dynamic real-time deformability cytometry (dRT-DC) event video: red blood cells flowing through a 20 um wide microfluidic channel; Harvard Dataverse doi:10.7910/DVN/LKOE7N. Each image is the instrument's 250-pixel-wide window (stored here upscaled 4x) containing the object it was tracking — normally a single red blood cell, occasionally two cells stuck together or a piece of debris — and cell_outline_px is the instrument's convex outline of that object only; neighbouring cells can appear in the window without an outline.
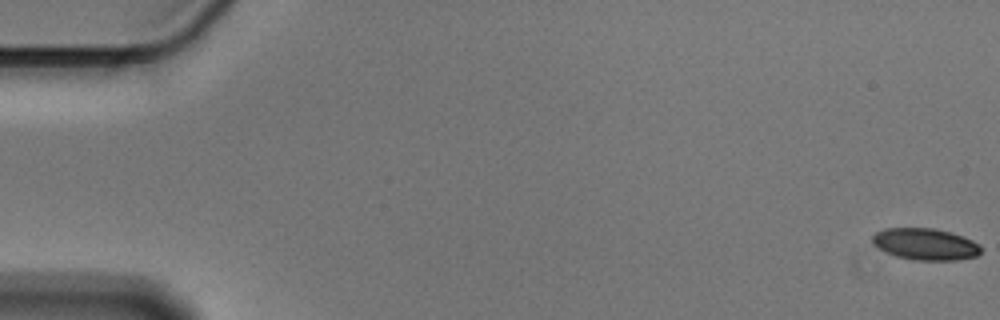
{"species": "Egyptian fruit bat (a non-hibernating species)", "species_latin": "Rousettus aegyptiacus", "temperature_condition": "cold", "stored_images_in_passage": 57, "camera_frame_rate_fps": 3000, "um_per_image_px": 0.085, "animal": {"sex": "male"}, "frame": {"image": 1, "passage_image": 1, "time_ms": 0.0, "image_size_px": [1000, 320], "cell_outline_px": [[980, 252], [976, 256], [956, 260], [916, 260], [896, 256], [872, 244], [872, 236], [876, 232], [884, 228], [936, 228], [952, 232], [972, 240], [980, 244]], "centroid_in_image_um": [78.66, 20.74], "position_along_channel_um": 6.3, "area_um2": 20.0}}
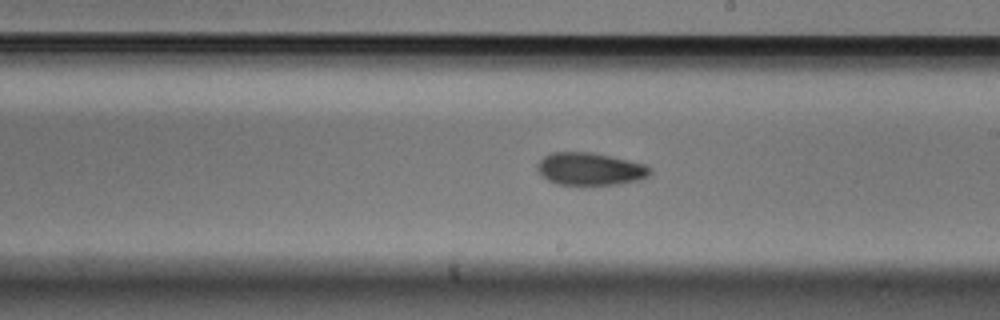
{"frame": {"image": 2, "passage_image": 33, "time_ms": 10.667, "image_size_px": [1000, 320], "cell_outline_px": [[652, 172], [648, 176], [636, 180], [620, 184], [560, 184], [548, 180], [536, 168], [536, 164], [544, 156], [552, 152], [592, 152], [612, 156], [644, 164], [652, 168]], "centroid_in_image_um": [50.17, 14.34], "position_along_channel_um": 238.8, "area_um2": 21.21}}
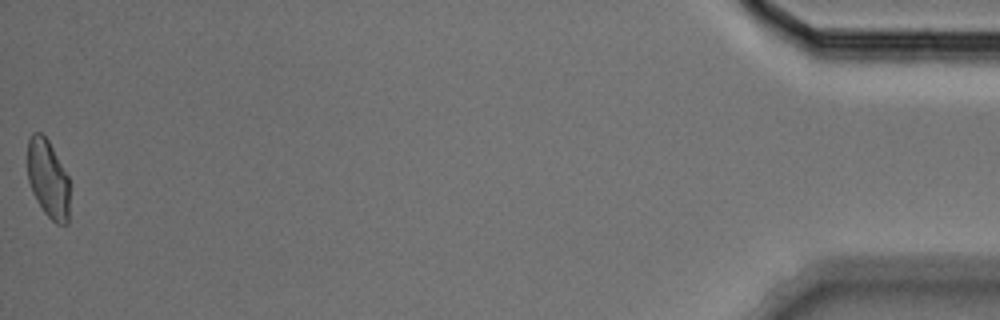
{"frame": {"image": 3, "passage_image": 57, "time_ms": 18.667, "image_size_px": [1000, 320], "cell_outline_px": [[68, 224], [56, 224], [44, 212], [36, 200], [32, 192], [28, 180], [28, 140], [32, 132], [40, 132], [48, 140], [68, 176]], "centroid_in_image_um": [4.06, 15.2], "position_along_channel_um": 431.1, "area_um2": 19.02}, "authors_computed_cell_mechanics": {"area_um2": 20.8658, "velocity_mm_per_s": 3.5809, "shape_relaxation_time_tau1_ms": 6.1163, "shape_relaxation_time_tau2_ms": 3.869, "deformation_change_tau1": 0.1192, "deformation_change_tau2": 0.0841}}